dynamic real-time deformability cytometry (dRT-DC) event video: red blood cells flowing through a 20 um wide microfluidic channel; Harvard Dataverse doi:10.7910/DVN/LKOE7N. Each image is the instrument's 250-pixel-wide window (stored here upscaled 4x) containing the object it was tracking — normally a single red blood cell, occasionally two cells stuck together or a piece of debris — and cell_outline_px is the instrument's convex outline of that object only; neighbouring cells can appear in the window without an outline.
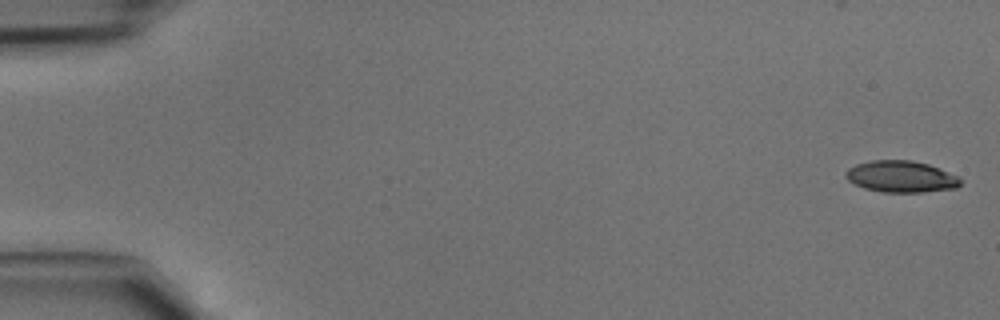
{"species": "common noctule bat (a hibernating species)", "species_latin": "Nyctalus noctula", "temperature_condition": "cold", "stored_images_in_passage": 46, "camera_frame_rate_fps": 3000, "um_per_image_px": 0.085, "animal": {"sex": "male", "body_mass_g": 15.6}, "frame": {"image": 1, "passage_image": 1, "time_ms": 0.0, "image_size_px": [1000, 320], "cell_outline_px": [[960, 184], [956, 188], [920, 192], [884, 192], [864, 188], [848, 180], [844, 176], [844, 172], [848, 168], [856, 164], [872, 160], [912, 160], [928, 164], [960, 176]], "centroid_in_image_um": [76.58, 15.0], "position_along_channel_um": 8.4, "area_um2": 21.1}}
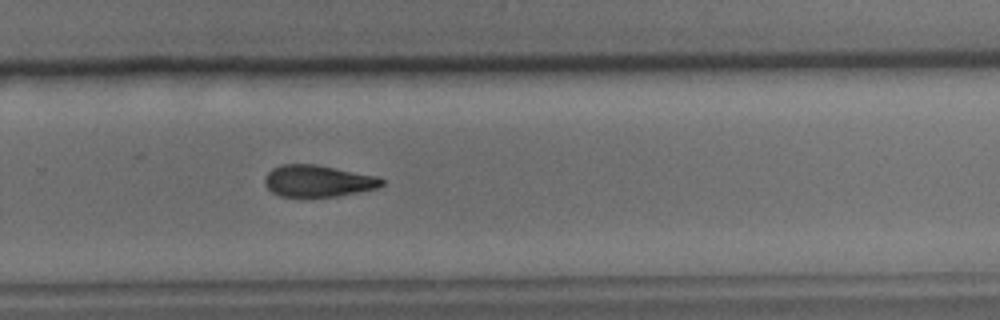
{"frame": {"image": 2, "passage_image": 31, "time_ms": 10.0, "image_size_px": [1000, 320], "cell_outline_px": [[384, 184], [376, 188], [336, 196], [280, 196], [272, 192], [264, 184], [264, 176], [272, 168], [280, 164], [316, 164], [380, 176], [384, 180]], "centroid_in_image_um": [27.02, 15.36], "position_along_channel_um": 302.8, "area_um2": 21.68}}
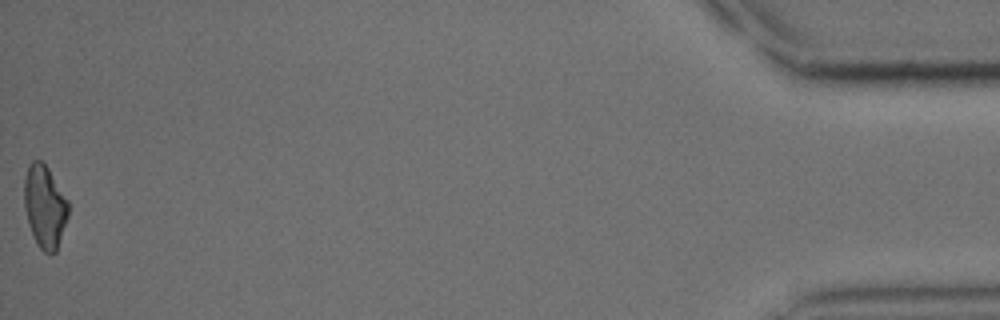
{"frame": {"image": 3, "passage_image": 46, "time_ms": 15.0, "image_size_px": [1000, 320], "cell_outline_px": [[68, 216], [56, 252], [52, 256], [44, 252], [36, 244], [28, 224], [24, 208], [24, 176], [28, 164], [32, 160], [40, 160], [48, 168], [68, 200]], "centroid_in_image_um": [3.79, 17.57], "position_along_channel_um": 431.4, "area_um2": 21.5}}